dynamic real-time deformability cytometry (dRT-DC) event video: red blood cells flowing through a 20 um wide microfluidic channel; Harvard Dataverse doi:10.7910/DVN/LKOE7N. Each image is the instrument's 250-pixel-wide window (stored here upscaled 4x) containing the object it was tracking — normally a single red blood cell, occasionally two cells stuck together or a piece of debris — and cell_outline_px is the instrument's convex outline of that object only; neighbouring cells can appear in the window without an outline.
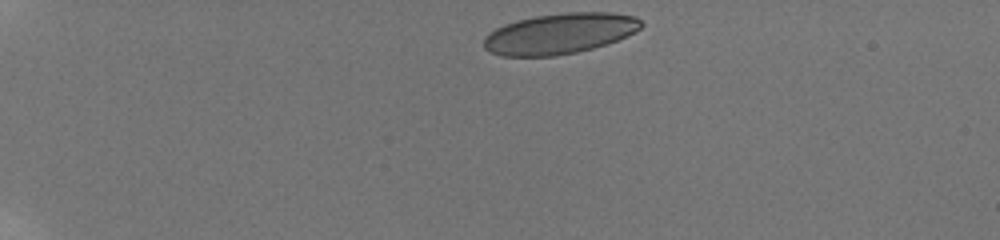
{"species": "human", "species_latin": "Homo sapiens", "temperature_condition": "room temperature", "stored_images_in_passage": 44, "camera_frame_rate_fps": 3000, "um_per_image_px": 0.085, "donor": {"sex": "male"}, "frame": {"image": 1, "passage_image": 1, "time_ms": 0.0, "image_size_px": [1000, 240], "cell_outline_px": [[644, 24], [636, 32], [628, 36], [592, 48], [576, 52], [556, 56], [500, 56], [488, 52], [484, 48], [484, 36], [496, 28], [504, 24], [516, 20], [536, 16], [568, 12], [612, 12], [636, 16]], "centroid_in_image_um": [47.57, 2.85], "position_along_channel_um": 37.4, "area_um2": 37.45}}
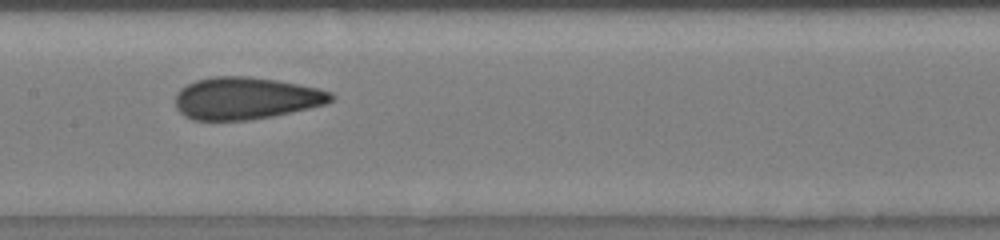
{"frame": {"image": 2, "passage_image": 20, "time_ms": 6.333, "image_size_px": [1000, 240], "cell_outline_px": [[336, 96], [332, 100], [324, 104], [292, 112], [272, 116], [248, 120], [192, 120], [184, 116], [176, 108], [176, 92], [180, 88], [196, 80], [212, 76], [248, 76], [276, 80], [316, 88], [332, 92]], "centroid_in_image_um": [20.86, 8.35], "position_along_channel_um": 186.5, "area_um2": 38.21}}
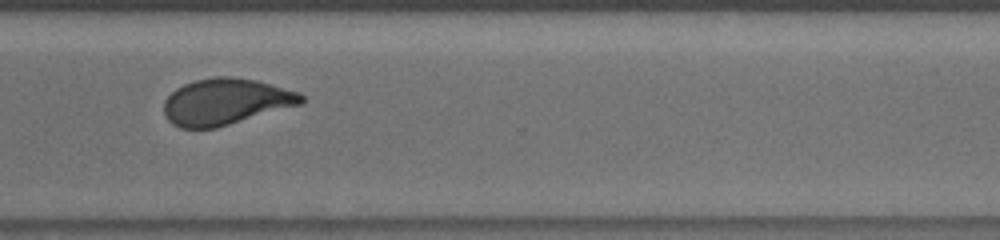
{"frame": {"image": 3, "passage_image": 33, "time_ms": 10.667, "image_size_px": [1000, 240], "cell_outline_px": [[304, 104], [216, 128], [180, 128], [172, 124], [168, 120], [164, 112], [164, 100], [176, 88], [184, 84], [196, 80], [216, 76], [232, 76], [256, 80], [300, 92], [304, 96]], "centroid_in_image_um": [19.21, 8.64], "position_along_channel_um": 351.4, "area_um2": 37.34}, "authors_computed_cell_mechanics": {"area_um2": 37.9746, "velocity_mm_per_s": 3.8134, "shape_relaxation_time_tau1_ms": 8.221, "shape_relaxation_time_tau2_ms": 0.958, "deformation_change_tau1": 0.1776, "deformation_change_tau2": 0.0657}}